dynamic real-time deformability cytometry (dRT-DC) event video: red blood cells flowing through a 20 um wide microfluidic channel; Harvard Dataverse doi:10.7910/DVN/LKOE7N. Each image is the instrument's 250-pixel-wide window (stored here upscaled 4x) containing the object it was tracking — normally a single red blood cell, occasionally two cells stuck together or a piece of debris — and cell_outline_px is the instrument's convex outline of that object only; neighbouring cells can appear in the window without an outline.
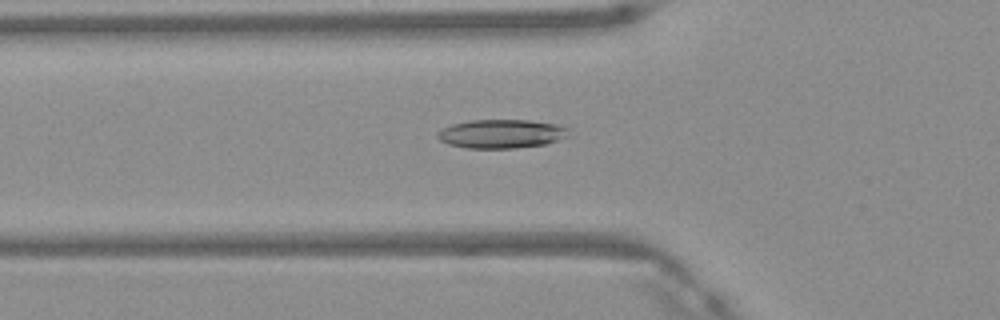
{"species": "Egyptian fruit bat (a non-hibernating species)", "species_latin": "Rousettus aegyptiacus", "temperature_condition": "warm", "stored_images_in_passage": 35, "camera_frame_rate_fps": 3000, "um_per_image_px": 0.085, "frame": {"image": 1, "passage_image": 3, "time_ms": 0.667, "image_size_px": [1000, 320], "cell_outline_px": [[572, 136], [544, 144], [516, 148], [468, 148], [448, 144], [440, 140], [436, 136], [444, 128], [452, 124], [472, 120], [528, 120], [556, 124], [568, 128]], "centroid_in_image_um": [42.68, 11.37], "position_along_channel_um": 83.1, "area_um2": 21.96}}
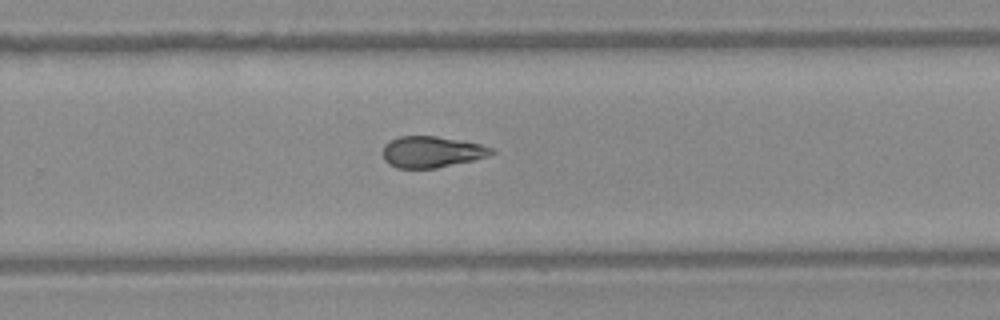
{"frame": {"image": 2, "passage_image": 18, "time_ms": 5.667, "image_size_px": [1000, 320], "cell_outline_px": [[496, 152], [488, 156], [472, 160], [436, 168], [396, 168], [388, 164], [384, 160], [384, 144], [388, 140], [400, 136], [436, 136], [480, 144], [492, 148]], "centroid_in_image_um": [36.66, 12.91], "position_along_channel_um": 293.1, "area_um2": 19.71}}
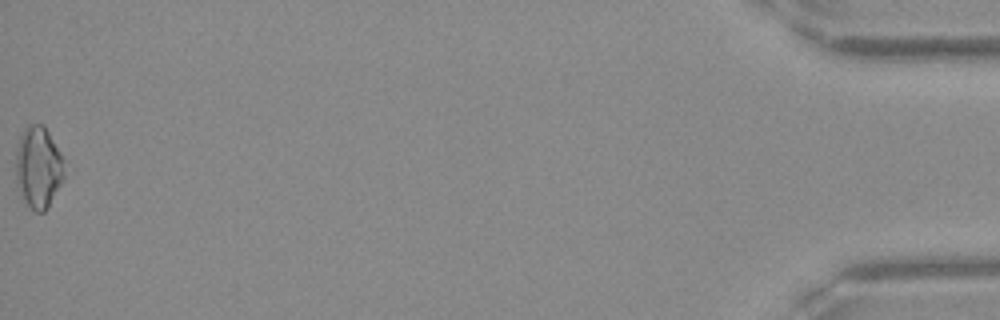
{"frame": {"image": 3, "passage_image": 35, "time_ms": 11.333, "image_size_px": [1000, 320], "cell_outline_px": [[64, 176], [48, 208], [44, 212], [32, 212], [24, 200], [16, 180], [16, 148], [20, 136], [24, 128], [28, 124], [44, 124], [60, 152], [64, 160]], "centroid_in_image_um": [3.26, 14.21], "position_along_channel_um": 431.9, "area_um2": 23.18}, "authors_computed_cell_mechanics": {"area_um2": 20.4034, "velocity_mm_per_s": 4.1768, "shape_relaxation_time_tau1_ms": null, "shape_relaxation_time_tau2_ms": 3.0767, "deformation_change_tau1": null, "deformation_change_tau2": 0.1014}}